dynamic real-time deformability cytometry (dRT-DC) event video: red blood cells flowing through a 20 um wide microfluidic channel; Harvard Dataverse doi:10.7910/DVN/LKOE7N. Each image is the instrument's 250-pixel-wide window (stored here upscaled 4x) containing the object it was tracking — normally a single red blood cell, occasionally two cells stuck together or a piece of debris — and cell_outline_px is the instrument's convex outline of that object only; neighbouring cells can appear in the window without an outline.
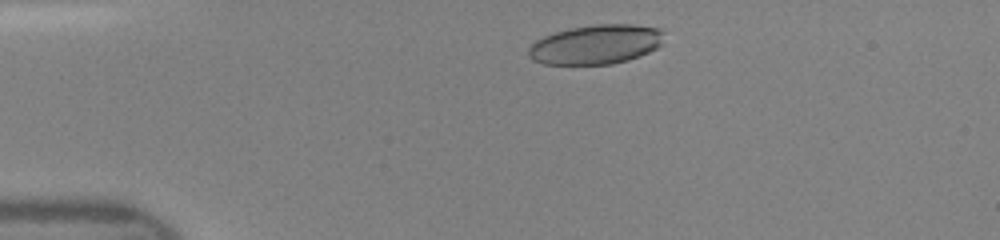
{"species": "human", "species_latin": "Homo sapiens", "temperature_condition": "room temperature", "stored_images_in_passage": 41, "camera_frame_rate_fps": 3000, "um_per_image_px": 0.085, "donor": {"sex": "female"}, "frame": {"image": 1, "passage_image": 4, "time_ms": 1.0, "image_size_px": [1000, 240], "cell_outline_px": [[664, 32], [660, 44], [656, 48], [640, 56], [628, 60], [612, 64], [544, 64], [532, 60], [528, 56], [528, 48], [536, 40], [544, 36], [568, 28], [596, 24], [632, 24], [660, 28]], "centroid_in_image_um": [50.64, 3.77], "position_along_channel_um": 34.4, "area_um2": 31.21}}
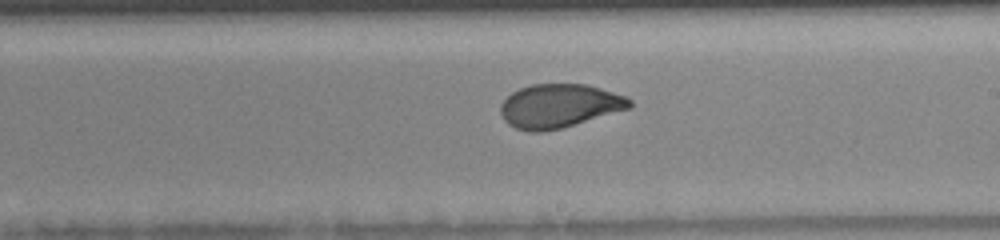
{"frame": {"image": 2, "passage_image": 22, "time_ms": 7.0, "image_size_px": [1000, 240], "cell_outline_px": [[632, 108], [560, 128], [540, 132], [528, 132], [516, 128], [508, 124], [504, 120], [500, 112], [500, 104], [512, 92], [520, 88], [532, 84], [588, 84], [628, 96], [632, 100]], "centroid_in_image_um": [47.56, 8.99], "position_along_channel_um": 241.4, "area_um2": 33.06}}
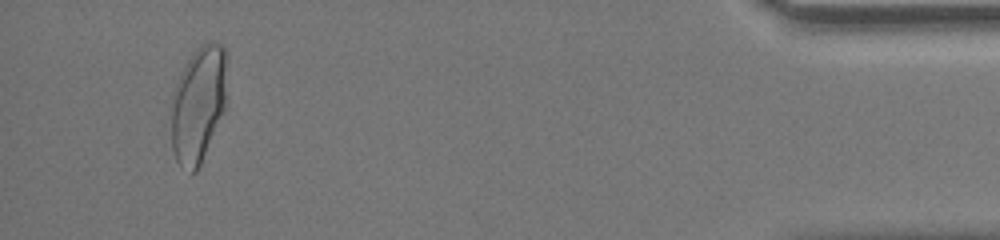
{"frame": {"image": 3, "passage_image": 39, "time_ms": 12.667, "image_size_px": [1000, 240], "cell_outline_px": [[228, 52], [224, 108], [200, 164], [196, 172], [192, 172], [180, 168], [176, 160], [172, 148], [172, 92], [176, 80], [180, 72], [192, 52], [200, 44], [208, 40], [220, 44]], "centroid_in_image_um": [16.85, 8.78], "position_along_channel_um": 418.4, "area_um2": 37.97}}